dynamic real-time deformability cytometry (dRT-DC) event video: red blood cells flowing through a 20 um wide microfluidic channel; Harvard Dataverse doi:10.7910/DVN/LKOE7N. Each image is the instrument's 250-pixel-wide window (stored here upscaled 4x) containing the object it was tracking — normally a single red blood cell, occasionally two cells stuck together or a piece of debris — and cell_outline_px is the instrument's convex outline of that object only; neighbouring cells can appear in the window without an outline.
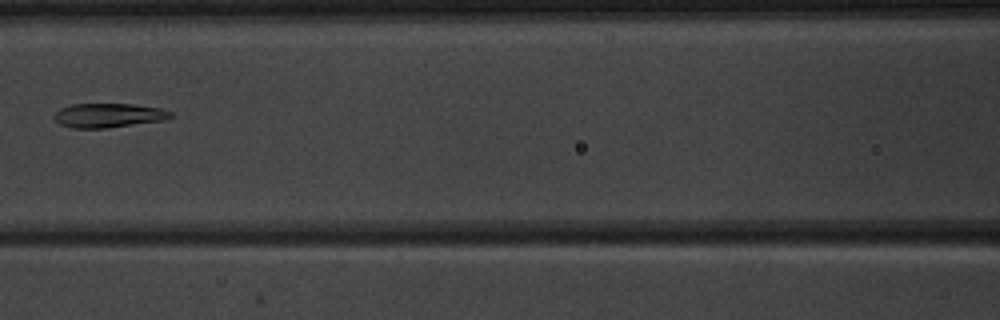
{"species": "common noctule bat (a hibernating species)", "species_latin": "Nyctalus noctula", "temperature_condition": "warm", "stored_images_in_passage": 9, "camera_frame_rate_fps": 3000, "um_per_image_px": 0.085, "animal": {"sex": "male", "body_mass_g": 20.1, "forearm_length_mm": 53.5}, "frame": {"image": 1, "passage_image": 8, "time_ms": 8.0, "image_size_px": [1000, 320], "cell_outline_px": [[172, 116], [164, 120], [104, 128], [72, 128], [60, 124], [52, 116], [60, 108], [72, 104], [132, 104], [160, 108], [172, 112]], "centroid_in_image_um": [9.19, 9.8], "position_along_channel_um": 157.4, "area_um2": 16.3}}
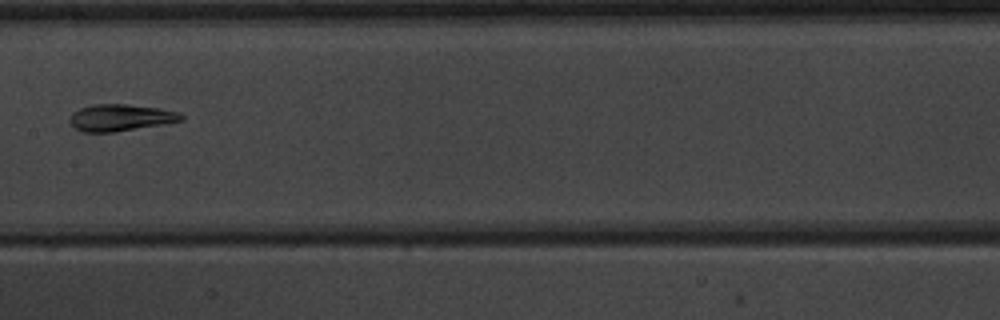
{"frame": {"image": 2, "passage_image": 9, "time_ms": 9.0, "image_size_px": [1000, 320], "cell_outline_px": [[184, 120], [164, 124], [116, 132], [84, 132], [76, 128], [68, 120], [72, 112], [80, 108], [92, 104], [128, 104], [156, 108], [176, 112], [184, 116]], "centroid_in_image_um": [10.21, 10.0], "position_along_channel_um": 197.2, "area_um2": 17.34}}